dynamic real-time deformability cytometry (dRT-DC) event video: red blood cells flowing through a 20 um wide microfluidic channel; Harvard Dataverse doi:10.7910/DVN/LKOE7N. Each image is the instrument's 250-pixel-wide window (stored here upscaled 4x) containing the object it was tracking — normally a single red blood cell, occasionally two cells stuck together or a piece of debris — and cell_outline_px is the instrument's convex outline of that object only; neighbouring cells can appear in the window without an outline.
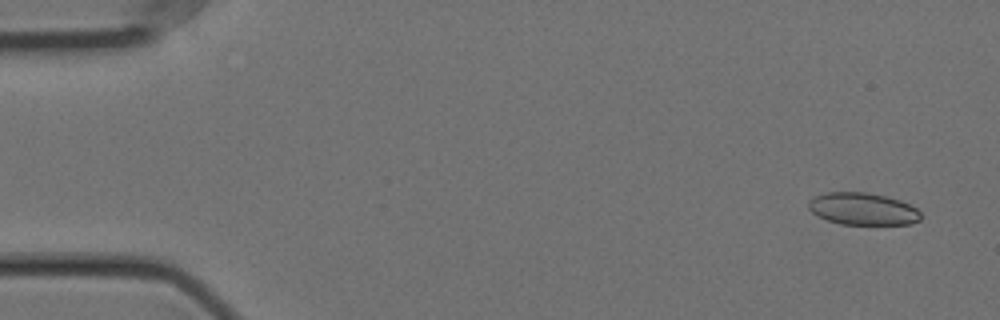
{"species": "Egyptian fruit bat (a non-hibernating species)", "species_latin": "Rousettus aegyptiacus", "temperature_condition": "cold", "stored_images_in_passage": 57, "camera_frame_rate_fps": 3000, "um_per_image_px": 0.085, "animal": {"sex": "female"}, "frame": {"image": 1, "passage_image": 3, "time_ms": 0.667, "image_size_px": [1000, 320], "cell_outline_px": [[920, 220], [908, 224], [840, 224], [816, 216], [808, 208], [808, 200], [812, 196], [828, 192], [868, 192], [900, 200], [916, 208], [920, 212]], "centroid_in_image_um": [73.28, 17.75], "position_along_channel_um": 11.7, "area_um2": 21.1}}
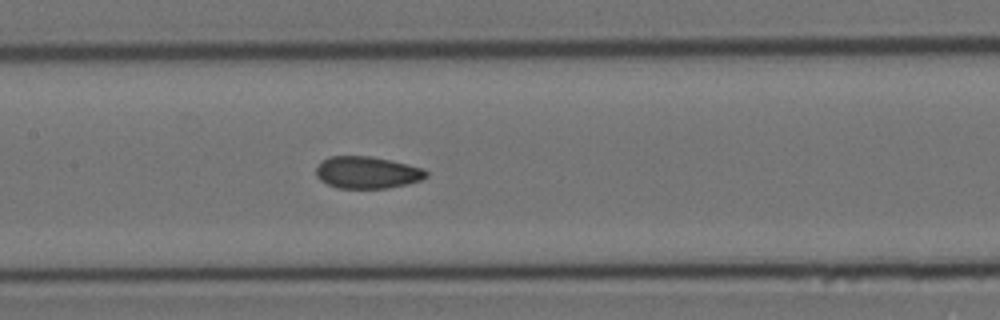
{"frame": {"image": 2, "passage_image": 27, "time_ms": 8.667, "image_size_px": [1000, 320], "cell_outline_px": [[428, 176], [420, 180], [388, 188], [336, 188], [320, 180], [316, 176], [316, 168], [320, 160], [328, 156], [372, 156], [408, 164], [424, 168], [428, 172]], "centroid_in_image_um": [31.18, 14.65], "position_along_channel_um": 176.2, "area_um2": 20.69}}
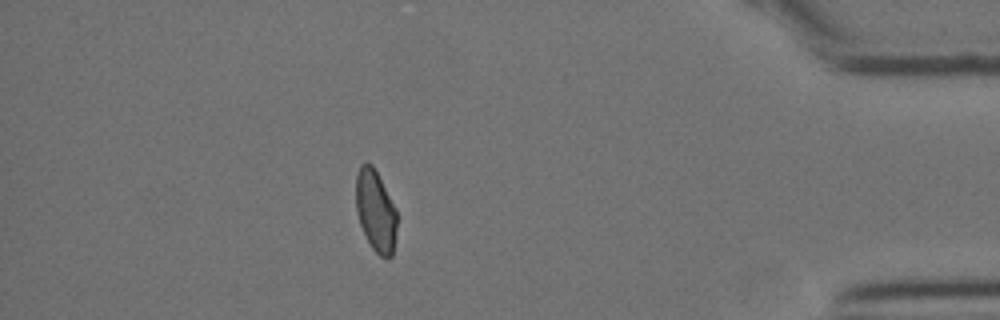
{"frame": {"image": 3, "passage_image": 50, "time_ms": 16.333, "image_size_px": [1000, 320], "cell_outline_px": [[396, 228], [392, 256], [388, 260], [380, 256], [372, 248], [360, 224], [356, 212], [356, 172], [360, 164], [372, 164], [396, 208]], "centroid_in_image_um": [31.92, 17.93], "position_along_channel_um": 403.3, "area_um2": 19.36}, "authors_computed_cell_mechanics": {"area_um2": 20.9236, "velocity_mm_per_s": 3.5489, "shape_relaxation_time_tau1_ms": 8.8854, "shape_relaxation_time_tau2_ms": 1.4966, "deformation_change_tau1": 0.1536, "deformation_change_tau2": 0.0515}}